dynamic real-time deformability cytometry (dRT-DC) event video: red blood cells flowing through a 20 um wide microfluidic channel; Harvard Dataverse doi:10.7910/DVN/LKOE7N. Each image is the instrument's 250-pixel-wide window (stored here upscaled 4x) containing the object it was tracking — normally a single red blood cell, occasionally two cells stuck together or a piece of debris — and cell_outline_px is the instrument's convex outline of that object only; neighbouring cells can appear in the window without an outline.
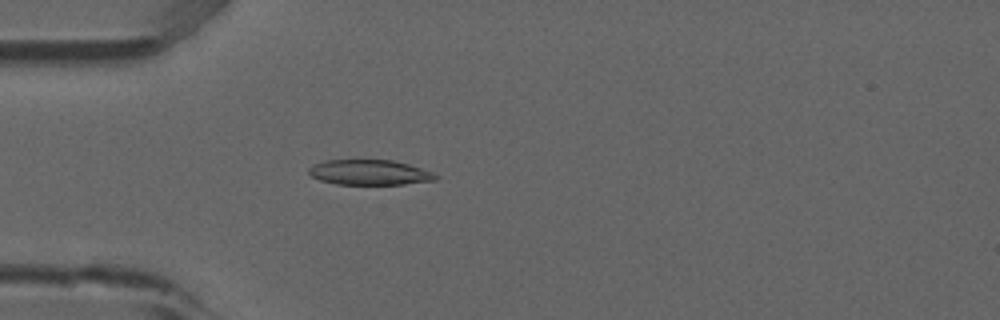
{"species": "common noctule bat (a hibernating species)", "species_latin": "Nyctalus noctula", "temperature_condition": "room temperature", "stored_images_in_passage": 47, "camera_frame_rate_fps": 3000, "um_per_image_px": 0.085, "animal": {"sex": "male", "forearm_length_mm": 52.5}, "frame": {"image": 1, "passage_image": 10, "time_ms": 3.0, "image_size_px": [1000, 320], "cell_outline_px": [[440, 176], [436, 180], [404, 184], [336, 184], [320, 180], [312, 176], [308, 172], [308, 168], [324, 160], [392, 160], [408, 164], [432, 172]], "centroid_in_image_um": [31.42, 14.65], "position_along_channel_um": 53.6, "area_um2": 18.5}}
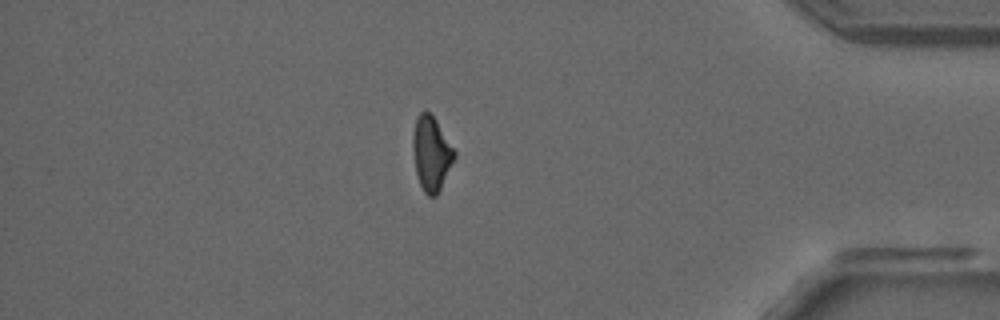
{"frame": {"image": 2, "passage_image": 40, "time_ms": 13.0, "image_size_px": [1000, 320], "cell_outline_px": [[456, 156], [436, 196], [428, 196], [424, 192], [420, 184], [416, 172], [412, 148], [412, 136], [416, 120], [420, 112], [428, 112], [436, 120], [456, 152]], "centroid_in_image_um": [36.65, 13.05], "position_along_channel_um": 398.5, "area_um2": 17.69}}
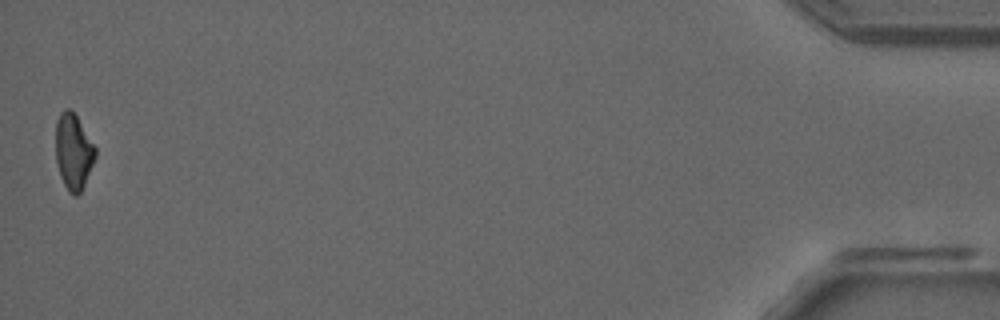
{"frame": {"image": 3, "passage_image": 47, "time_ms": 15.333, "image_size_px": [1000, 320], "cell_outline_px": [[96, 156], [84, 184], [80, 192], [76, 196], [72, 196], [68, 192], [60, 176], [56, 160], [56, 120], [60, 112], [64, 108], [68, 108], [76, 116], [96, 148]], "centroid_in_image_um": [6.22, 12.9], "position_along_channel_um": 429.0, "area_um2": 17.34}, "authors_computed_cell_mechanics": {"area_um2": 18.496, "velocity_mm_per_s": 3.883, "shape_relaxation_time_tau1_ms": 9.4421, "shape_relaxation_time_tau2_ms": 4.1636, "deformation_change_tau1": 0.2164, "deformation_change_tau2": 0.1117}}